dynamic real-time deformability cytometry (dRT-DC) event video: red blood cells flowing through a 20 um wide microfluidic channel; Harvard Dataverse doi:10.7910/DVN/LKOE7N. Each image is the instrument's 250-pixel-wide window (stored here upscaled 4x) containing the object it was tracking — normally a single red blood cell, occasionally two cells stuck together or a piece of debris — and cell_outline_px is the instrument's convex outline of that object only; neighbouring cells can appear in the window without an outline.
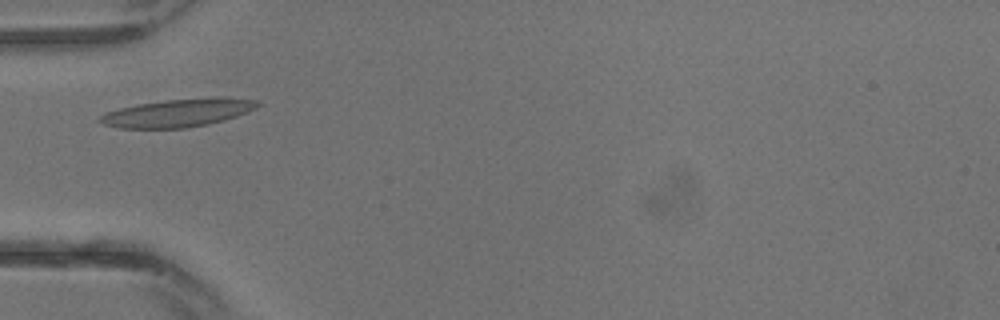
{"species": "common noctule bat (a hibernating species)", "species_latin": "Nyctalus noctula", "temperature_condition": "warm", "stored_images_in_passage": 6, "camera_frame_rate_fps": 3000, "um_per_image_px": 0.085, "animal": {"sex": "male", "body_mass_g": 13.3}, "frame": {"image": 1, "passage_image": 1, "time_ms": 0.0, "image_size_px": [1000, 320], "cell_outline_px": [[260, 104], [256, 108], [248, 112], [224, 120], [208, 124], [184, 128], [116, 128], [104, 124], [96, 120], [100, 116], [108, 112], [120, 108], [140, 104], [164, 100], [256, 100]], "centroid_in_image_um": [14.99, 9.65], "position_along_channel_um": 70.0, "area_um2": 24.39}}
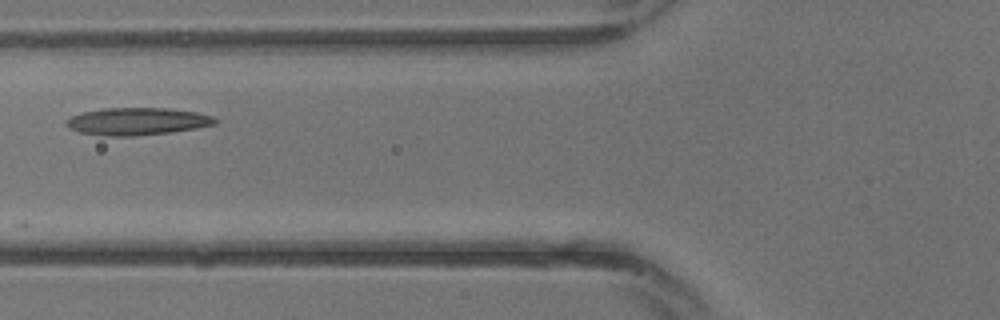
{"frame": {"image": 2, "passage_image": 3, "time_ms": 0.667, "image_size_px": [1000, 320], "cell_outline_px": [[220, 120], [216, 124], [196, 128], [168, 132], [136, 136], [104, 136], [80, 132], [68, 128], [64, 124], [64, 120], [80, 112], [104, 108], [168, 108], [196, 112], [212, 116]], "centroid_in_image_um": [11.63, 10.31], "position_along_channel_um": 114.2, "area_um2": 23.93}}
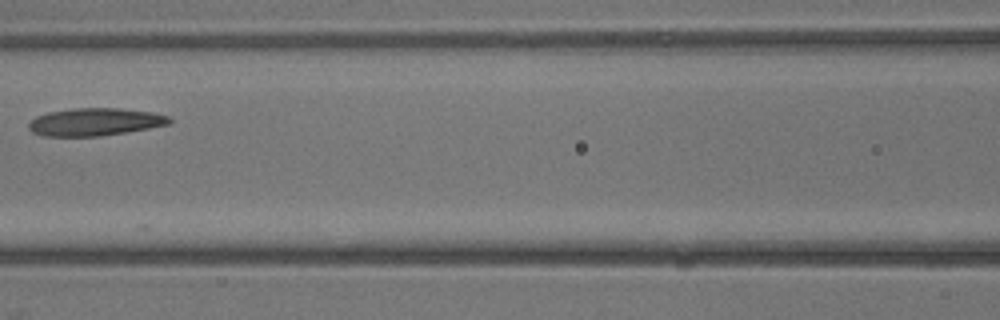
{"frame": {"image": 3, "passage_image": 5, "time_ms": 1.333, "image_size_px": [1000, 320], "cell_outline_px": [[172, 124], [100, 136], [44, 136], [32, 132], [28, 128], [28, 124], [36, 116], [48, 112], [72, 108], [120, 108], [152, 112], [168, 116], [172, 120]], "centroid_in_image_um": [8.07, 10.36], "position_along_channel_um": 158.5, "area_um2": 22.66}}